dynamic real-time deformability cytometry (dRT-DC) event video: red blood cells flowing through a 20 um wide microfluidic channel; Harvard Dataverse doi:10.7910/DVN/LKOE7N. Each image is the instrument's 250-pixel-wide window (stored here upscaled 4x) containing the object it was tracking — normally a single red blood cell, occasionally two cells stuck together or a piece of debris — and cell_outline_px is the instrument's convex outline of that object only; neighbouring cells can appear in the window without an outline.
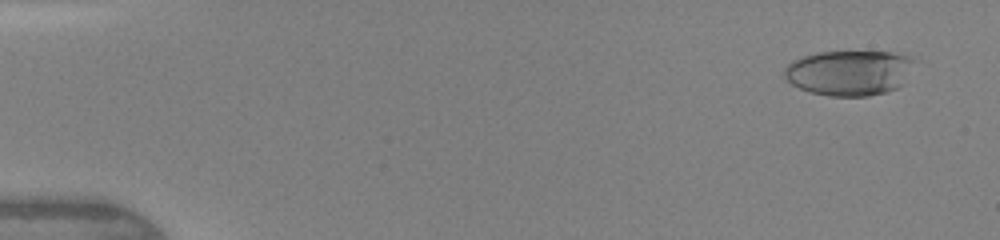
{"species": "human", "species_latin": "Homo sapiens", "temperature_condition": "warm", "stored_images_in_passage": 47, "camera_frame_rate_fps": 3000, "um_per_image_px": 0.085, "donor": {"sex": "female"}, "frame": {"image": 1, "passage_image": 3, "time_ms": 0.667, "image_size_px": [1000, 240], "cell_outline_px": [[912, 60], [904, 84], [888, 92], [868, 96], [832, 96], [808, 92], [792, 84], [784, 76], [784, 68], [792, 60], [816, 52], [892, 52], [912, 56]], "centroid_in_image_um": [72.16, 6.19], "position_along_channel_um": 12.8, "area_um2": 34.22}}
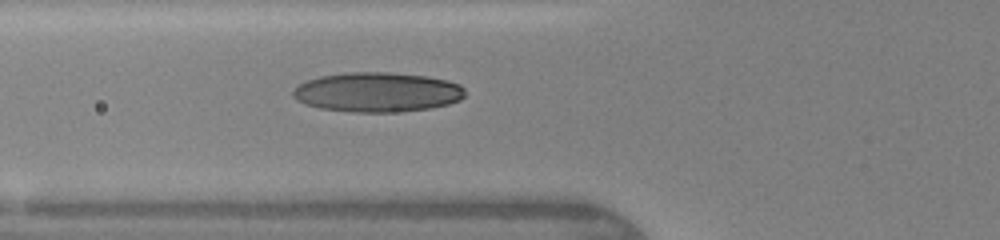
{"frame": {"image": 2, "passage_image": 18, "time_ms": 5.667, "image_size_px": [1000, 240], "cell_outline_px": [[464, 96], [460, 100], [448, 104], [432, 108], [392, 112], [356, 112], [320, 108], [304, 104], [296, 100], [292, 96], [292, 92], [300, 84], [308, 80], [320, 76], [348, 72], [392, 72], [428, 76], [448, 80], [460, 84], [464, 88]], "centroid_in_image_um": [32.09, 7.83], "position_along_channel_um": 93.7, "area_um2": 39.88}}
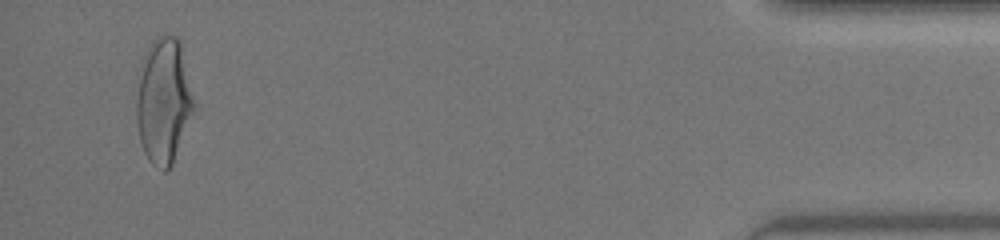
{"frame": {"image": 3, "passage_image": 45, "time_ms": 14.667, "image_size_px": [1000, 240], "cell_outline_px": [[192, 112], [172, 164], [164, 172], [156, 168], [148, 160], [144, 152], [140, 140], [136, 120], [136, 100], [140, 64], [148, 44], [156, 36], [176, 36], [180, 40], [192, 96]], "centroid_in_image_um": [13.85, 8.55], "position_along_channel_um": 421.4, "area_um2": 41.44}, "authors_computed_cell_mechanics": {"area_um2": 37.1076, "velocity_mm_per_s": 4.3859, "shape_relaxation_time_tau1_ms": 5.6772, "shape_relaxation_time_tau2_ms": 1.1104, "deformation_change_tau1": 0.2212, "deformation_change_tau2": 0.0795}}